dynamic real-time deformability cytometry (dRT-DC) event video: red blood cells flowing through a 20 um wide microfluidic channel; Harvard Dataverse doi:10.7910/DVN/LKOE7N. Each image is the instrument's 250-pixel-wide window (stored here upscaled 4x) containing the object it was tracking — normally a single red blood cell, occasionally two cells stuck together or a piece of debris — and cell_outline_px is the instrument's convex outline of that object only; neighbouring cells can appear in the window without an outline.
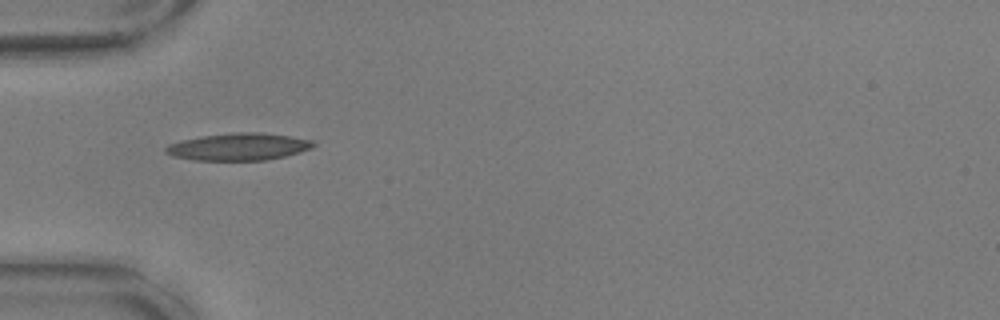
{"species": "common noctule bat (a hibernating species)", "species_latin": "Nyctalus noctula", "temperature_condition": "warm", "stored_images_in_passage": 39, "camera_frame_rate_fps": 3000, "um_per_image_px": 0.085, "animal": {"sex": "male", "body_mass_g": 17.9, "forearm_length_mm": 54.2}, "frame": {"image": 1, "passage_image": 1, "time_ms": 0.0, "image_size_px": [1000, 320], "cell_outline_px": [[316, 144], [312, 148], [300, 152], [284, 156], [264, 160], [192, 160], [172, 156], [164, 152], [164, 148], [168, 144], [180, 140], [200, 136], [236, 132], [260, 132], [292, 136], [312, 140]], "centroid_in_image_um": [20.25, 12.47], "position_along_channel_um": 64.7, "area_um2": 23.58}}
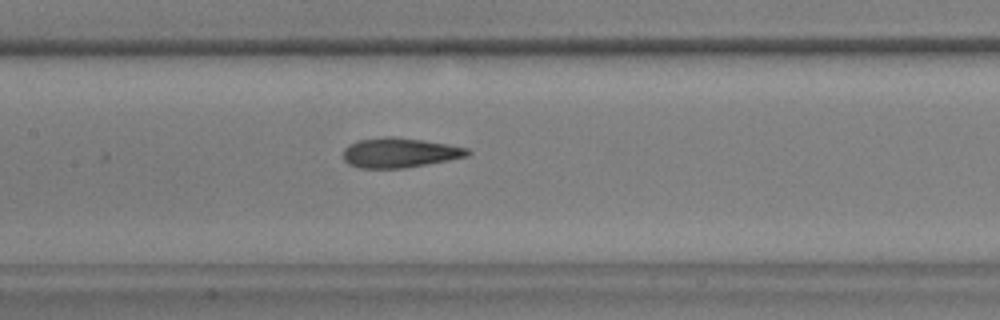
{"frame": {"image": 2, "passage_image": 10, "time_ms": 3.0, "image_size_px": [1000, 320], "cell_outline_px": [[472, 152], [468, 156], [448, 160], [404, 168], [360, 168], [348, 164], [344, 160], [344, 148], [348, 144], [356, 140], [384, 136], [392, 136], [424, 140], [468, 148]], "centroid_in_image_um": [33.94, 12.97], "position_along_channel_um": 173.5, "area_um2": 21.68}}
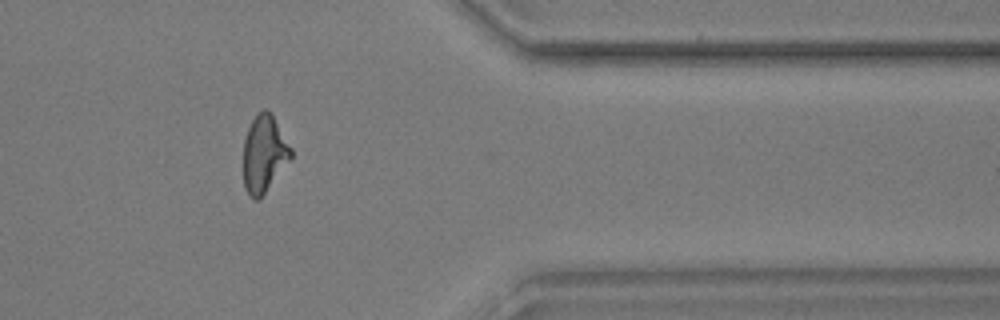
{"frame": {"image": 3, "passage_image": 29, "time_ms": 9.333, "image_size_px": [1000, 320], "cell_outline_px": [[292, 156], [260, 200], [252, 200], [244, 188], [244, 140], [248, 128], [252, 120], [264, 108], [268, 108], [272, 112], [292, 148]], "centroid_in_image_um": [22.45, 13.07], "position_along_channel_um": 388.9, "area_um2": 21.5}, "authors_computed_cell_mechanics": {"area_um2": 21.2704, "velocity_mm_per_s": 3.6465, "shape_relaxation_time_tau1_ms": 8.8274, "shape_relaxation_time_tau2_ms": 1.7779, "deformation_change_tau1": 0.2807, "deformation_change_tau2": 0.1183}}